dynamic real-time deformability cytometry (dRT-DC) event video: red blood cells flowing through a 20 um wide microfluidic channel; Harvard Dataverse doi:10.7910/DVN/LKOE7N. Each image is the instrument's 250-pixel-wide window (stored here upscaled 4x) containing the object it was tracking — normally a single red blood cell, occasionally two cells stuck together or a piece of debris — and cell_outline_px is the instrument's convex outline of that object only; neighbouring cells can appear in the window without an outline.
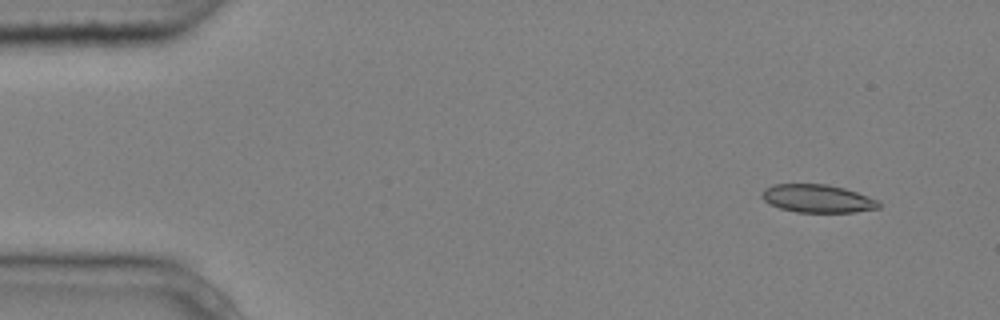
{"species": "common noctule bat (a hibernating species)", "species_latin": "Nyctalus noctula", "temperature_condition": "cold", "stored_images_in_passage": 3, "camera_frame_rate_fps": 3000, "um_per_image_px": 0.085, "animal": {"sex": "male", "body_mass_g": 20.4}, "frame": {"image": 1, "passage_image": 2, "time_ms": 0.333, "image_size_px": [1000, 320], "cell_outline_px": [[880, 208], [856, 212], [796, 212], [780, 208], [768, 204], [760, 196], [760, 192], [764, 188], [772, 184], [828, 184], [844, 188], [880, 200]], "centroid_in_image_um": [69.47, 16.87], "position_along_channel_um": 15.5, "area_um2": 19.36}}